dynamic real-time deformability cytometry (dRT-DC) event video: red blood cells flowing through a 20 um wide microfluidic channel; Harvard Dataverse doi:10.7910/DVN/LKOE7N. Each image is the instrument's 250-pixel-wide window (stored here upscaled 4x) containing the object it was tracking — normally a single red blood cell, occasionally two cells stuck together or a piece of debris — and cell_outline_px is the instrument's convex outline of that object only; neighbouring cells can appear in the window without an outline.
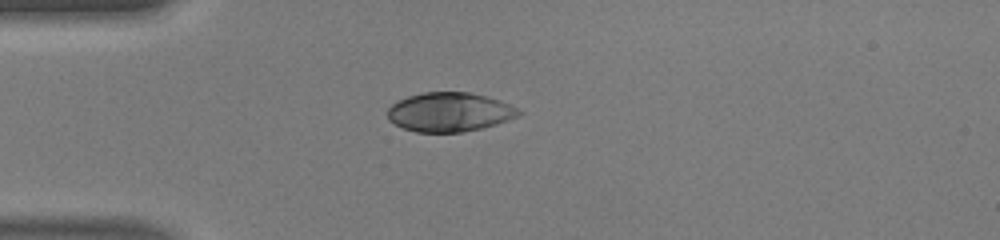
{"species": "human", "species_latin": "Homo sapiens", "temperature_condition": "warm", "stored_images_in_passage": 37, "camera_frame_rate_fps": 3000, "um_per_image_px": 0.085, "donor": {"sex": "male"}, "frame": {"image": 1, "passage_image": 1, "time_ms": 0.0, "image_size_px": [1000, 240], "cell_outline_px": [[520, 116], [496, 124], [480, 128], [460, 132], [416, 132], [404, 128], [388, 120], [388, 108], [392, 104], [408, 96], [424, 92], [468, 92], [500, 100], [516, 108], [520, 112]], "centroid_in_image_um": [38.19, 9.52], "position_along_channel_um": 46.8, "area_um2": 29.59}}
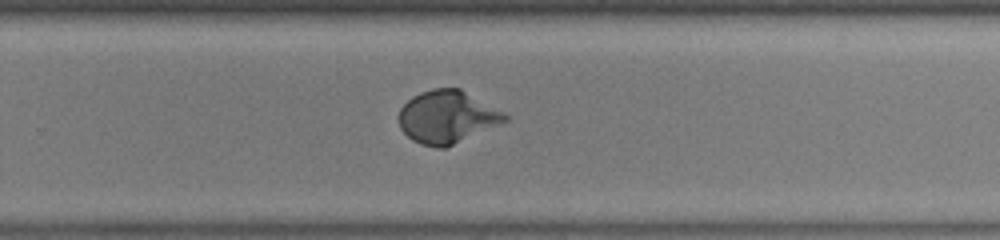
{"frame": {"image": 2, "passage_image": 20, "time_ms": 6.333, "image_size_px": [1000, 240], "cell_outline_px": [[508, 120], [444, 148], [436, 148], [420, 144], [412, 140], [400, 128], [400, 108], [412, 96], [420, 92], [432, 88], [460, 88], [508, 112]], "centroid_in_image_um": [38.04, 9.92], "position_along_channel_um": 291.8, "area_um2": 32.66}}
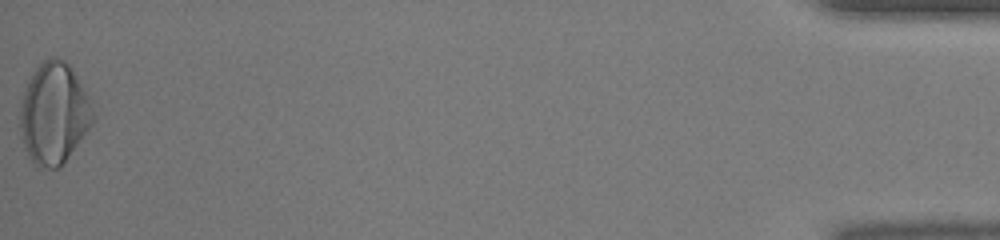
{"frame": {"image": 3, "passage_image": 37, "time_ms": 12.0, "image_size_px": [1000, 240], "cell_outline_px": [[96, 116], [92, 124], [60, 168], [36, 168], [28, 156], [24, 144], [20, 128], [20, 100], [36, 68], [48, 56], [56, 56], [64, 60], [72, 68], [84, 88]], "centroid_in_image_um": [4.59, 9.65], "position_along_channel_um": 430.6, "area_um2": 43.0}, "authors_computed_cell_mechanics": {"area_um2": 32.3102, "velocity_mm_per_s": 4.1605, "shape_relaxation_time_tau1_ms": 3.3874, "shape_relaxation_time_tau2_ms": null, "deformation_change_tau1": 0.202, "deformation_change_tau2": null}}